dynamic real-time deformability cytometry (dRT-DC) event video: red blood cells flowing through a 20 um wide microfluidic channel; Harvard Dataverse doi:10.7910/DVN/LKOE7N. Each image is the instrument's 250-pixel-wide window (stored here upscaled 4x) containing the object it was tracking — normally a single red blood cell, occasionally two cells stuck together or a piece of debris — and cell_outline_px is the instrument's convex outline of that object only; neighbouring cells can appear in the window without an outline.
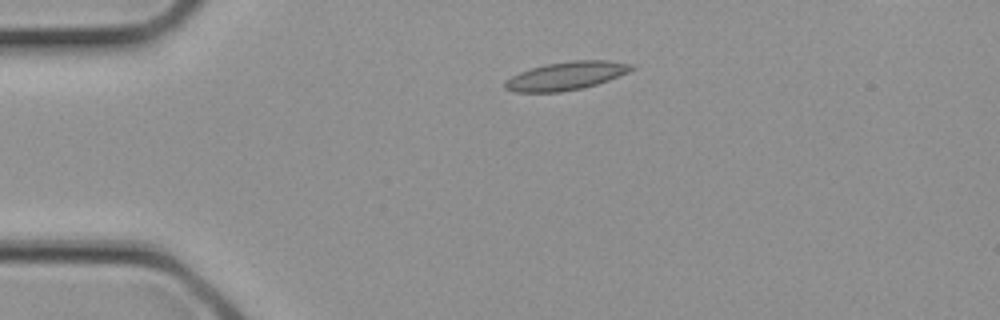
{"species": "common noctule bat (a hibernating species)", "species_latin": "Nyctalus noctula", "temperature_condition": "cold", "stored_images_in_passage": 1, "camera_frame_rate_fps": 3000, "um_per_image_px": 0.085, "animal": {"sex": "female", "body_mass_g": 21.9}, "frame": {"image": 1, "passage_image": 1, "time_ms": 0.0, "image_size_px": [1000, 320], "cell_outline_px": [[636, 68], [628, 72], [608, 80], [584, 88], [560, 92], [516, 92], [504, 88], [504, 84], [512, 76], [520, 72], [544, 64], [572, 60], [608, 60], [636, 64]], "centroid_in_image_um": [48.18, 6.43], "position_along_channel_um": 36.8, "area_um2": 20.87}}